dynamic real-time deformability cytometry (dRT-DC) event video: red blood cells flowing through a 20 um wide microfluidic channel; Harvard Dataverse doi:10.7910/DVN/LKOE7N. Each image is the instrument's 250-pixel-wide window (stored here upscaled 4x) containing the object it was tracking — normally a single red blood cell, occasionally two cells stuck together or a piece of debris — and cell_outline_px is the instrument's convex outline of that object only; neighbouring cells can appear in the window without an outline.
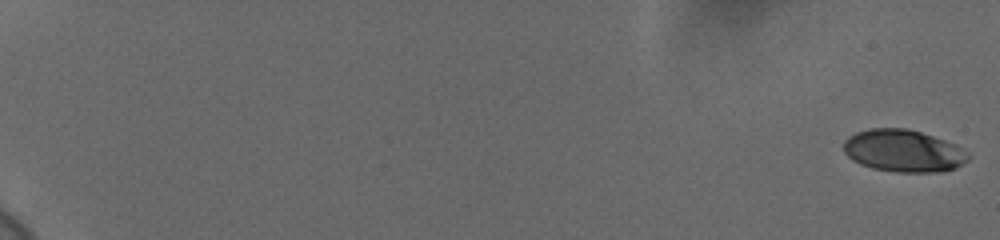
{"species": "human", "species_latin": "Homo sapiens", "temperature_condition": "cold", "stored_images_in_passage": 60, "camera_frame_rate_fps": 3000, "um_per_image_px": 0.085, "donor": {"sex": "female"}, "frame": {"image": 1, "passage_image": 1, "time_ms": 0.0, "image_size_px": [1000, 240], "cell_outline_px": [[972, 156], [968, 160], [956, 168], [940, 172], [896, 172], [872, 168], [860, 164], [852, 160], [844, 152], [844, 140], [848, 136], [856, 132], [868, 128], [908, 128], [956, 144], [968, 152]], "centroid_in_image_um": [76.8, 12.82], "position_along_channel_um": 8.2, "area_um2": 30.92}}
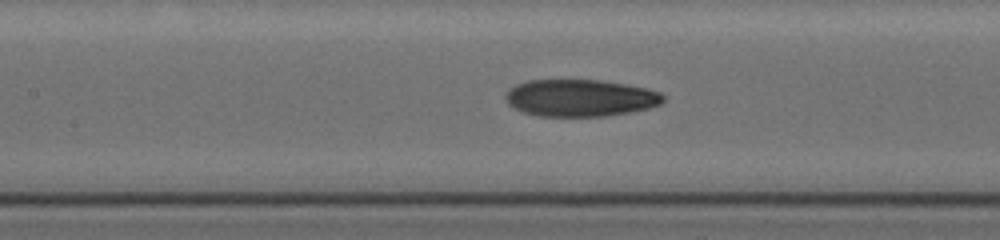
{"frame": {"image": 2, "passage_image": 32, "time_ms": 10.333, "image_size_px": [1000, 240], "cell_outline_px": [[664, 100], [660, 104], [648, 108], [628, 112], [604, 116], [540, 116], [520, 112], [508, 104], [504, 96], [516, 84], [528, 80], [600, 80], [648, 88], [660, 92], [664, 96]], "centroid_in_image_um": [49.31, 8.32], "position_along_channel_um": 158.1, "area_um2": 33.99}}
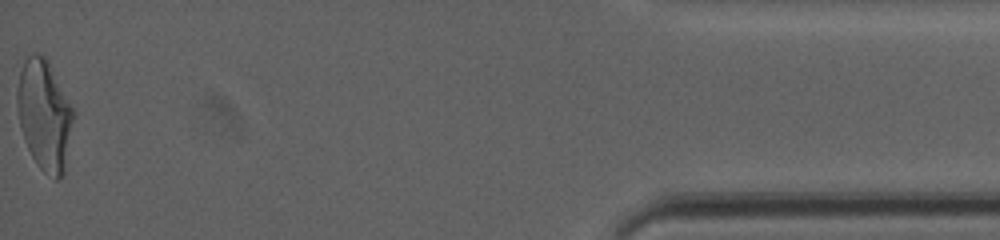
{"frame": {"image": 3, "passage_image": 60, "time_ms": 19.667, "image_size_px": [1000, 240], "cell_outline_px": [[76, 112], [64, 172], [56, 180], [44, 172], [36, 164], [24, 140], [20, 128], [16, 108], [16, 92], [20, 72], [24, 60], [28, 56], [44, 56]], "centroid_in_image_um": [3.78, 9.83], "position_along_channel_um": 431.4, "area_um2": 36.07}, "authors_computed_cell_mechanics": {"area_um2": 33.7841, "velocity_mm_per_s": 3.6831, "shape_relaxation_time_tau1_ms": 5.2082, "shape_relaxation_time_tau2_ms": 1.9074, "deformation_change_tau1": 0.1808, "deformation_change_tau2": 0.0845}}